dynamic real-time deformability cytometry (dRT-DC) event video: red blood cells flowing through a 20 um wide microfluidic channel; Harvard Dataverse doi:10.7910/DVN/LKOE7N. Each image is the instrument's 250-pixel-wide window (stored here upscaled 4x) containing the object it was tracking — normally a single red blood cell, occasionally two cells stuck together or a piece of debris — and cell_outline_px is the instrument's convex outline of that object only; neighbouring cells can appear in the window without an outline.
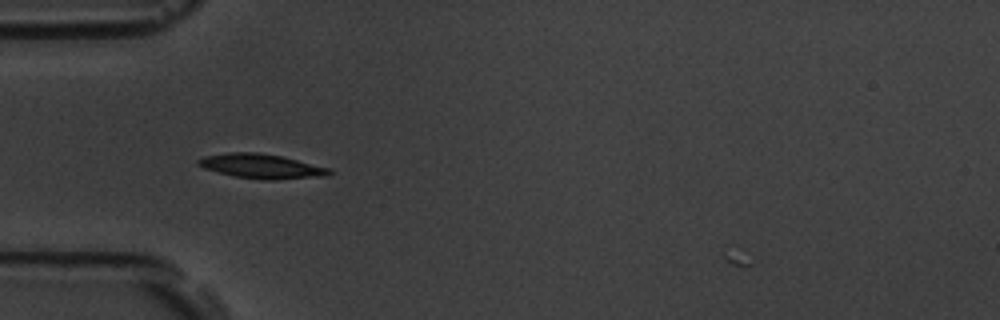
{"species": "common noctule bat (a hibernating species)", "species_latin": "Nyctalus noctula", "temperature_condition": "room temperature", "stored_images_in_passage": 39, "camera_frame_rate_fps": 3000, "um_per_image_px": 0.085, "animal": {"sex": "male", "body_mass_g": 19.5, "forearm_length_mm": 54.6}, "frame": {"image": 1, "passage_image": 2, "time_ms": 0.333, "image_size_px": [1000, 320], "cell_outline_px": [[332, 172], [324, 176], [276, 180], [264, 180], [236, 176], [204, 168], [196, 164], [196, 160], [204, 156], [228, 152], [260, 152], [280, 156], [332, 168]], "centroid_in_image_um": [22.23, 14.12], "position_along_channel_um": 62.8, "area_um2": 18.67}}
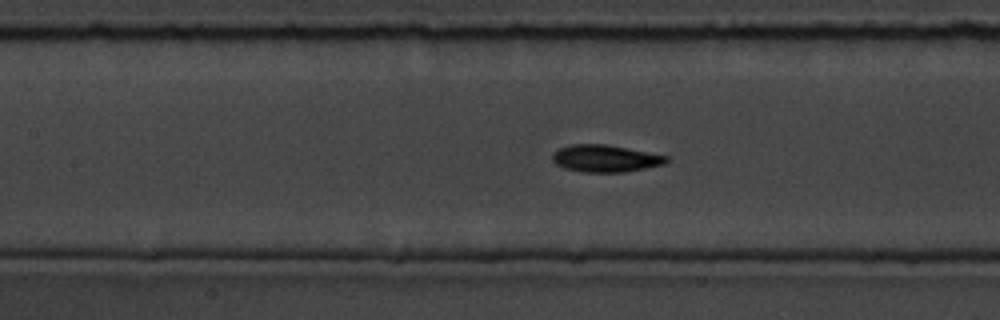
{"frame": {"image": 2, "passage_image": 10, "time_ms": 3.0, "image_size_px": [1000, 320], "cell_outline_px": [[668, 160], [664, 164], [624, 172], [584, 172], [564, 168], [556, 164], [552, 160], [552, 156], [560, 148], [572, 144], [608, 144], [668, 156]], "centroid_in_image_um": [51.45, 13.46], "position_along_channel_um": 155.9, "area_um2": 17.86}}
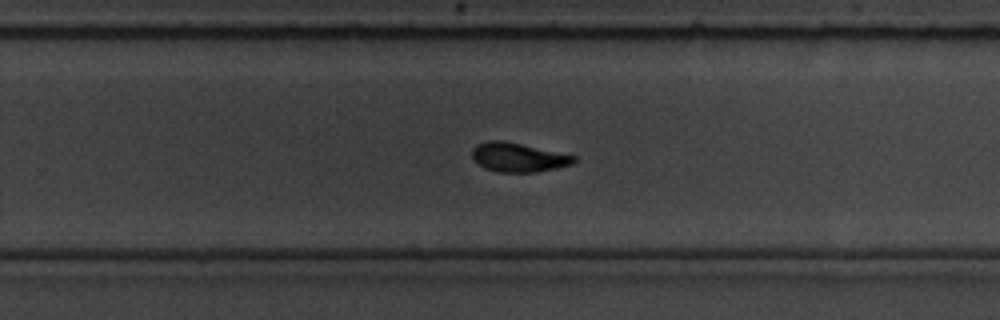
{"frame": {"image": 3, "passage_image": 21, "time_ms": 6.667, "image_size_px": [1000, 320], "cell_outline_px": [[576, 160], [572, 164], [556, 168], [536, 172], [496, 172], [484, 168], [472, 160], [472, 148], [476, 144], [488, 140], [504, 140], [576, 156]], "centroid_in_image_um": [44.0, 13.37], "position_along_channel_um": 285.8, "area_um2": 17.4}}